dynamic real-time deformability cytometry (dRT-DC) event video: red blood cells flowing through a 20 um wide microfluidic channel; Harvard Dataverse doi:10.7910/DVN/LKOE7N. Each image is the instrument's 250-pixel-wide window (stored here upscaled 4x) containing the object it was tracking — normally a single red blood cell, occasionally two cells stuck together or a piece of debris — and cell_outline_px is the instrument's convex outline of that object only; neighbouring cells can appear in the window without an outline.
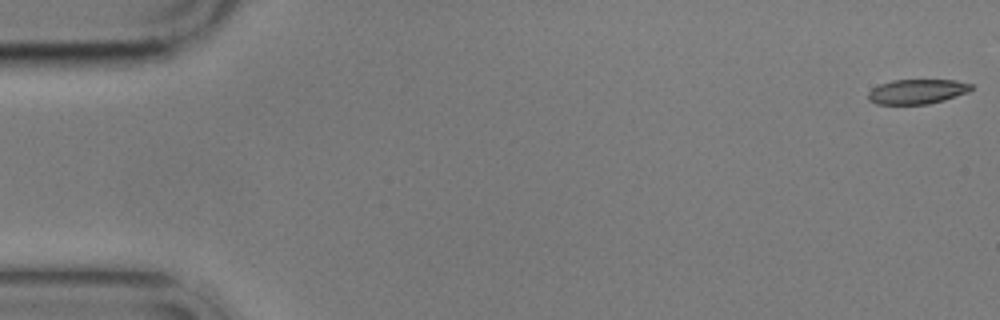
{"species": "common noctule bat (a hibernating species)", "species_latin": "Nyctalus noctula", "temperature_condition": "cold", "stored_images_in_passage": 6, "camera_frame_rate_fps": 3000, "um_per_image_px": 0.085, "animal": {"sex": "male", "body_mass_g": 17.9}, "frame": {"image": 1, "passage_image": 1, "time_ms": 0.0, "image_size_px": [1000, 320], "cell_outline_px": [[972, 88], [968, 92], [944, 100], [928, 104], [876, 104], [868, 100], [868, 92], [872, 88], [880, 84], [892, 80], [956, 80], [972, 84]], "centroid_in_image_um": [77.94, 7.78], "position_along_channel_um": 7.1, "area_um2": 14.85}}